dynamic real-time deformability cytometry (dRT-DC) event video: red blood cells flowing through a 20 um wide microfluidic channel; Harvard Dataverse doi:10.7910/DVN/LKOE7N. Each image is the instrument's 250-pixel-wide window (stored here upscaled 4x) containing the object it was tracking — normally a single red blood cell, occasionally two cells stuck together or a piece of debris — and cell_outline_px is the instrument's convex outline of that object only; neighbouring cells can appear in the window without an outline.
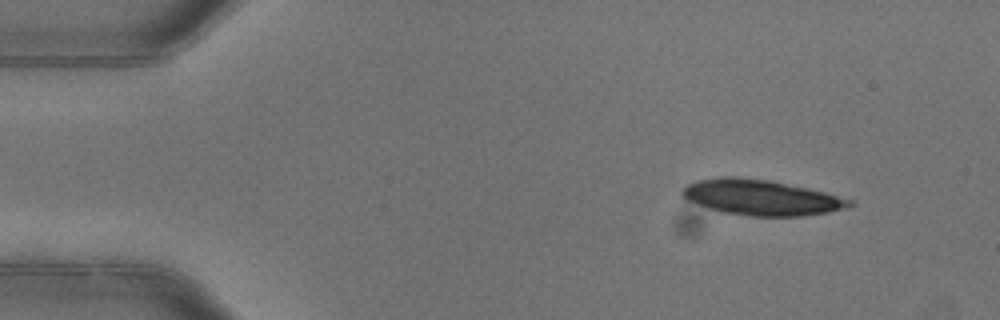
{"species": "common noctule bat (a hibernating species)", "species_latin": "Nyctalus noctula", "temperature_condition": "warm", "stored_images_in_passage": 4, "camera_frame_rate_fps": 3000, "um_per_image_px": 0.085, "animal": {"sex": "female"}, "frame": {"image": 1, "passage_image": 1, "time_ms": 0.0, "image_size_px": [1000, 320], "cell_outline_px": [[856, 204], [848, 208], [828, 212], [800, 216], [748, 216], [720, 212], [708, 208], [688, 200], [680, 192], [688, 184], [696, 180], [720, 176], [736, 176], [772, 180], [808, 188], [824, 192], [852, 200]], "centroid_in_image_um": [64.7, 16.78], "position_along_channel_um": 20.3, "area_um2": 34.8}}